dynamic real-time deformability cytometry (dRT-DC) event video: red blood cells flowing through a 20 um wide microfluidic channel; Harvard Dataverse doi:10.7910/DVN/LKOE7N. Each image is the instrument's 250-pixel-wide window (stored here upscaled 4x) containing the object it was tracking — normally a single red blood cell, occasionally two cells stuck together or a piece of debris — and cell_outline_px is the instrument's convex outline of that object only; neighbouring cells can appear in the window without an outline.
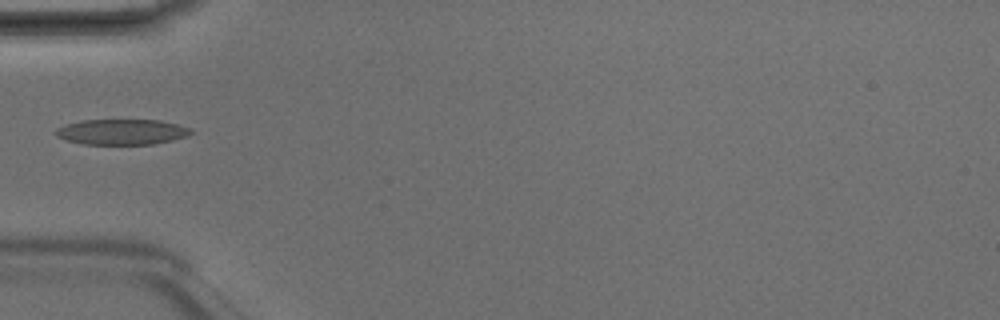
{"species": "Egyptian fruit bat (a non-hibernating species)", "species_latin": "Rousettus aegyptiacus", "temperature_condition": "room temperature", "stored_images_in_passage": 2, "camera_frame_rate_fps": 3000, "um_per_image_px": 0.085, "animal": {"sex": "male"}, "frame": {"image": 1, "passage_image": 2, "time_ms": 0.333, "image_size_px": [1000, 320], "cell_outline_px": [[192, 132], [188, 136], [172, 140], [152, 144], [84, 144], [64, 140], [56, 136], [56, 128], [64, 124], [84, 120], [160, 120], [180, 124], [192, 128]], "centroid_in_image_um": [10.36, 11.21], "position_along_channel_um": 74.6, "area_um2": 20.23}}